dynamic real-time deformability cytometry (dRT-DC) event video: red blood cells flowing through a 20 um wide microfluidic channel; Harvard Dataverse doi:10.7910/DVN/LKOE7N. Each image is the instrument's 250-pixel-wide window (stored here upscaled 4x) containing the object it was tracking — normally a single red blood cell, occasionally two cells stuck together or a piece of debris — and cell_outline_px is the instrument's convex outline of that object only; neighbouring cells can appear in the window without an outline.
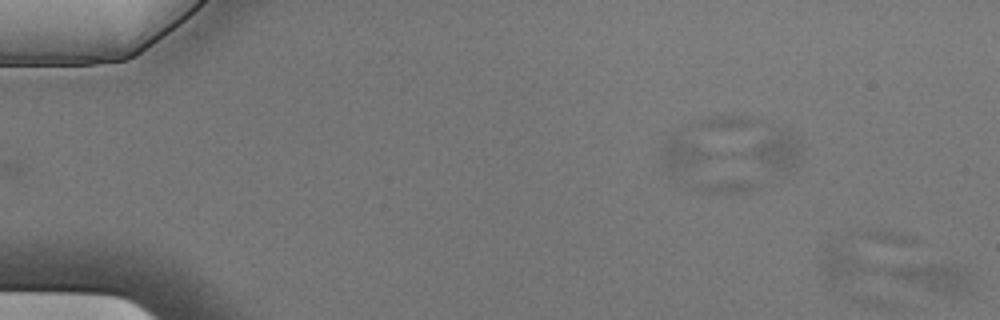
{"species": "Egyptian fruit bat (a non-hibernating species)", "species_latin": "Rousettus aegyptiacus", "temperature_condition": "cold", "stored_images_in_passage": 5, "segment_of_instrument_passage": [2, 2], "camera_frame_rate_fps": 3000, "um_per_image_px": 0.085, "animal": {"sex": "male"}, "frame": {"image": 1, "passage_image": 5, "time_ms": 1.333, "image_size_px": [1000, 320], "cell_outline_px": [[968, 280], [960, 292], [940, 292], [928, 288], [896, 276], [888, 272], [892, 268], [924, 264], [948, 264], [964, 268], [968, 272]], "centroid_in_image_um": [79.43, 23.5], "position_along_channel_um": 5.6, "area_um2": 11.27}}